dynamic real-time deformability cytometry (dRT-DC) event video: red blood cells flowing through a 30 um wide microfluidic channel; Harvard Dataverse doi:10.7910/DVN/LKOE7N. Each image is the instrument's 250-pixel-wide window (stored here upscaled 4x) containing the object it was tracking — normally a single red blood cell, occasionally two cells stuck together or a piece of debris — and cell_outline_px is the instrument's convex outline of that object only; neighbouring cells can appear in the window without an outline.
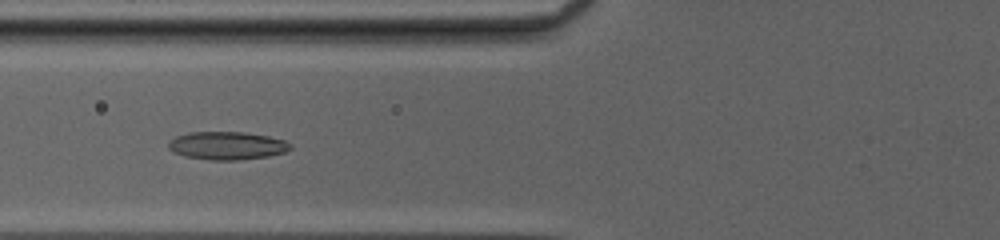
{"species": "common noctule bat (a hibernating species)", "species_latin": "Nyctalus noctula", "temperature_condition": "cold", "stored_images_in_passage": 51, "camera_frame_rate_fps": 3000, "um_per_image_px": 0.085, "animal": {"sex": "female", "body_mass_g": 20.0, "forearm_length_mm": 54.0}, "frame": {"image": 1, "passage_image": 22, "time_ms": 7.0, "image_size_px": [1000, 240], "cell_outline_px": [[292, 148], [284, 152], [268, 156], [240, 160], [212, 160], [184, 156], [172, 152], [168, 148], [168, 140], [176, 136], [188, 132], [244, 132], [268, 136], [284, 140], [292, 144]], "centroid_in_image_um": [19.27, 12.38], "position_along_channel_um": 106.5, "area_um2": 20.06}}
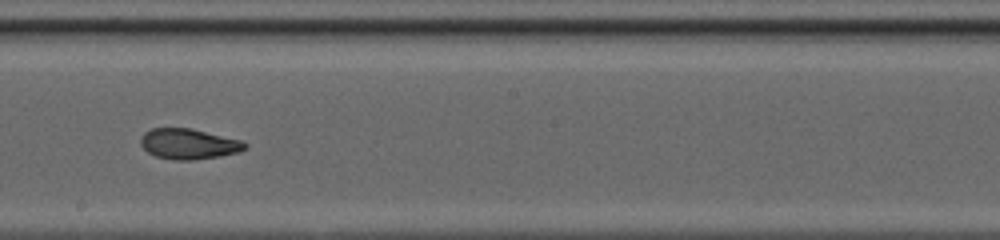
{"frame": {"image": 2, "passage_image": 31, "time_ms": 10.0, "image_size_px": [1000, 240], "cell_outline_px": [[248, 148], [240, 152], [220, 156], [192, 160], [176, 160], [156, 156], [148, 152], [140, 144], [140, 136], [144, 132], [152, 128], [192, 128], [244, 140], [248, 144]], "centroid_in_image_um": [16.09, 12.22], "position_along_channel_um": 232.1, "area_um2": 18.84}}
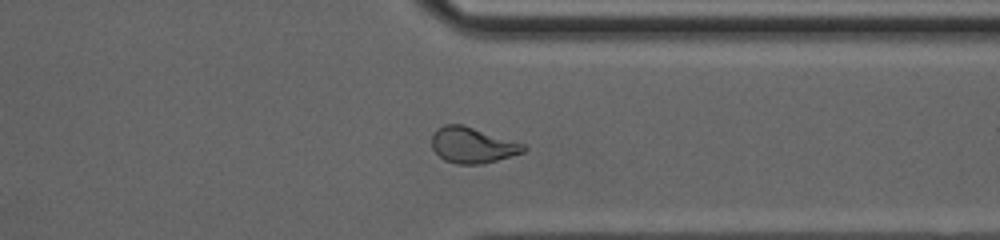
{"frame": {"image": 3, "passage_image": 41, "time_ms": 13.333, "image_size_px": [1000, 240], "cell_outline_px": [[528, 148], [524, 152], [496, 160], [480, 164], [456, 164], [444, 160], [432, 148], [432, 136], [436, 128], [444, 124], [460, 124], [524, 144]], "centroid_in_image_um": [40.13, 12.34], "position_along_channel_um": 371.3, "area_um2": 18.84}, "authors_computed_cell_mechanics": {"area_um2": 19.363, "velocity_mm_per_s": 4.1835, "shape_relaxation_time_tau1_ms": null, "shape_relaxation_time_tau2_ms": 1.6498, "deformation_change_tau1": null, "deformation_change_tau2": 0.0723}}